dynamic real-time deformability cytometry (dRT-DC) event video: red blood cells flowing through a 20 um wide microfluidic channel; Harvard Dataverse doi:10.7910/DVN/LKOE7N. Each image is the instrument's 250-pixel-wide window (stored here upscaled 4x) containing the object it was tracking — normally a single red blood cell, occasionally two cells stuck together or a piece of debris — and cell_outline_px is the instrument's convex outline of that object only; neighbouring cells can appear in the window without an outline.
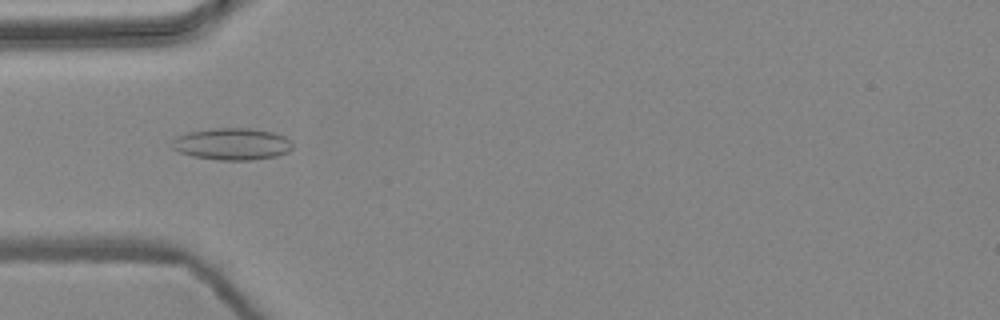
{"species": "common noctule bat (a hibernating species)", "species_latin": "Nyctalus noctula", "temperature_condition": "warm", "stored_images_in_passage": 5, "camera_frame_rate_fps": 3000, "um_per_image_px": 0.085, "animal": {"sex": "female", "body_mass_g": 24.6, "forearm_length_mm": 56.2}, "frame": {"image": 1, "passage_image": 5, "time_ms": 1.333, "image_size_px": [1000, 320], "cell_outline_px": [[292, 148], [288, 152], [276, 156], [252, 160], [220, 160], [192, 156], [180, 152], [172, 148], [172, 140], [176, 136], [188, 132], [212, 128], [248, 128], [272, 132], [284, 136], [292, 144]], "centroid_in_image_um": [19.7, 12.24], "position_along_channel_um": 65.3, "area_um2": 22.37}}